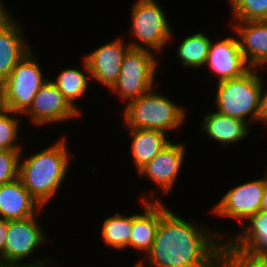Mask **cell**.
Returning <instances> with one entry per match:
<instances>
[{
    "label": "cell",
    "mask_w": 267,
    "mask_h": 267,
    "mask_svg": "<svg viewBox=\"0 0 267 267\" xmlns=\"http://www.w3.org/2000/svg\"><path fill=\"white\" fill-rule=\"evenodd\" d=\"M205 227L169 209L160 219L150 251L138 262L144 267H216L220 247L229 234H216Z\"/></svg>",
    "instance_id": "6da1fadb"
},
{
    "label": "cell",
    "mask_w": 267,
    "mask_h": 267,
    "mask_svg": "<svg viewBox=\"0 0 267 267\" xmlns=\"http://www.w3.org/2000/svg\"><path fill=\"white\" fill-rule=\"evenodd\" d=\"M63 135L52 145L23 159L21 151L19 179L30 194L45 208L58 193L69 171L71 154Z\"/></svg>",
    "instance_id": "7a4b0ae2"
},
{
    "label": "cell",
    "mask_w": 267,
    "mask_h": 267,
    "mask_svg": "<svg viewBox=\"0 0 267 267\" xmlns=\"http://www.w3.org/2000/svg\"><path fill=\"white\" fill-rule=\"evenodd\" d=\"M156 90L154 87L123 106L121 117L127 129L159 130L169 134L186 123L188 110Z\"/></svg>",
    "instance_id": "3957f363"
},
{
    "label": "cell",
    "mask_w": 267,
    "mask_h": 267,
    "mask_svg": "<svg viewBox=\"0 0 267 267\" xmlns=\"http://www.w3.org/2000/svg\"><path fill=\"white\" fill-rule=\"evenodd\" d=\"M259 73L258 69H251L242 77L217 82L214 95L216 112L245 121L249 126L256 123L262 88Z\"/></svg>",
    "instance_id": "277c9868"
},
{
    "label": "cell",
    "mask_w": 267,
    "mask_h": 267,
    "mask_svg": "<svg viewBox=\"0 0 267 267\" xmlns=\"http://www.w3.org/2000/svg\"><path fill=\"white\" fill-rule=\"evenodd\" d=\"M130 15L129 34L135 39L128 41L131 48L147 49L157 54L173 40L174 29L157 0H136Z\"/></svg>",
    "instance_id": "5b68a950"
},
{
    "label": "cell",
    "mask_w": 267,
    "mask_h": 267,
    "mask_svg": "<svg viewBox=\"0 0 267 267\" xmlns=\"http://www.w3.org/2000/svg\"><path fill=\"white\" fill-rule=\"evenodd\" d=\"M159 60L147 49L130 48L125 54L117 81L109 89L111 94L128 102L148 93L155 86Z\"/></svg>",
    "instance_id": "8992f818"
},
{
    "label": "cell",
    "mask_w": 267,
    "mask_h": 267,
    "mask_svg": "<svg viewBox=\"0 0 267 267\" xmlns=\"http://www.w3.org/2000/svg\"><path fill=\"white\" fill-rule=\"evenodd\" d=\"M34 51L28 52L4 81L5 106L21 115L30 108L39 89L49 80Z\"/></svg>",
    "instance_id": "52a82bcc"
},
{
    "label": "cell",
    "mask_w": 267,
    "mask_h": 267,
    "mask_svg": "<svg viewBox=\"0 0 267 267\" xmlns=\"http://www.w3.org/2000/svg\"><path fill=\"white\" fill-rule=\"evenodd\" d=\"M266 177L252 179L230 188L216 203L211 212L226 219L238 220L240 226L261 210Z\"/></svg>",
    "instance_id": "ba28073f"
},
{
    "label": "cell",
    "mask_w": 267,
    "mask_h": 267,
    "mask_svg": "<svg viewBox=\"0 0 267 267\" xmlns=\"http://www.w3.org/2000/svg\"><path fill=\"white\" fill-rule=\"evenodd\" d=\"M38 215L20 220L8 221L3 261L27 265V260L38 248L46 243L48 237L42 225L36 220ZM36 250V252H35ZM26 259V262H24Z\"/></svg>",
    "instance_id": "9c48e42d"
},
{
    "label": "cell",
    "mask_w": 267,
    "mask_h": 267,
    "mask_svg": "<svg viewBox=\"0 0 267 267\" xmlns=\"http://www.w3.org/2000/svg\"><path fill=\"white\" fill-rule=\"evenodd\" d=\"M22 116L30 117L29 121L38 127L82 117L70 106L50 79L39 89L32 105Z\"/></svg>",
    "instance_id": "30bf717a"
},
{
    "label": "cell",
    "mask_w": 267,
    "mask_h": 267,
    "mask_svg": "<svg viewBox=\"0 0 267 267\" xmlns=\"http://www.w3.org/2000/svg\"><path fill=\"white\" fill-rule=\"evenodd\" d=\"M142 196L140 202L142 201L143 213L133 214L130 248L132 247L135 253H140L142 257H145L154 243L161 217L170 208L163 204L164 201L157 198L154 190H151L150 194L144 191Z\"/></svg>",
    "instance_id": "8fae6325"
},
{
    "label": "cell",
    "mask_w": 267,
    "mask_h": 267,
    "mask_svg": "<svg viewBox=\"0 0 267 267\" xmlns=\"http://www.w3.org/2000/svg\"><path fill=\"white\" fill-rule=\"evenodd\" d=\"M186 146L182 142L173 141L162 150L154 159L141 168L137 175L145 179L148 178L157 189L162 191V195L171 193L182 172L181 168L185 163Z\"/></svg>",
    "instance_id": "7c38bea8"
},
{
    "label": "cell",
    "mask_w": 267,
    "mask_h": 267,
    "mask_svg": "<svg viewBox=\"0 0 267 267\" xmlns=\"http://www.w3.org/2000/svg\"><path fill=\"white\" fill-rule=\"evenodd\" d=\"M208 66L218 81L242 77L252 68L246 62L237 36H227L215 42L211 40L204 67Z\"/></svg>",
    "instance_id": "4fadbf2b"
},
{
    "label": "cell",
    "mask_w": 267,
    "mask_h": 267,
    "mask_svg": "<svg viewBox=\"0 0 267 267\" xmlns=\"http://www.w3.org/2000/svg\"><path fill=\"white\" fill-rule=\"evenodd\" d=\"M122 37L109 41L96 47L83 57L88 65L92 80L100 83L108 90L117 81L122 61L131 48L130 44Z\"/></svg>",
    "instance_id": "5bb4252c"
},
{
    "label": "cell",
    "mask_w": 267,
    "mask_h": 267,
    "mask_svg": "<svg viewBox=\"0 0 267 267\" xmlns=\"http://www.w3.org/2000/svg\"><path fill=\"white\" fill-rule=\"evenodd\" d=\"M230 28L238 38L240 50L252 69L267 64V21H235ZM234 26H233V24Z\"/></svg>",
    "instance_id": "9a60e30c"
},
{
    "label": "cell",
    "mask_w": 267,
    "mask_h": 267,
    "mask_svg": "<svg viewBox=\"0 0 267 267\" xmlns=\"http://www.w3.org/2000/svg\"><path fill=\"white\" fill-rule=\"evenodd\" d=\"M239 227L225 242L246 256L267 259V213L260 210Z\"/></svg>",
    "instance_id": "2e32d148"
},
{
    "label": "cell",
    "mask_w": 267,
    "mask_h": 267,
    "mask_svg": "<svg viewBox=\"0 0 267 267\" xmlns=\"http://www.w3.org/2000/svg\"><path fill=\"white\" fill-rule=\"evenodd\" d=\"M44 209L19 178L0 186V218L7 221L25 219L39 215Z\"/></svg>",
    "instance_id": "e0dca14e"
},
{
    "label": "cell",
    "mask_w": 267,
    "mask_h": 267,
    "mask_svg": "<svg viewBox=\"0 0 267 267\" xmlns=\"http://www.w3.org/2000/svg\"><path fill=\"white\" fill-rule=\"evenodd\" d=\"M14 17L0 30V81H5L13 68L33 47L27 42L22 24Z\"/></svg>",
    "instance_id": "ac0fdd59"
},
{
    "label": "cell",
    "mask_w": 267,
    "mask_h": 267,
    "mask_svg": "<svg viewBox=\"0 0 267 267\" xmlns=\"http://www.w3.org/2000/svg\"><path fill=\"white\" fill-rule=\"evenodd\" d=\"M201 132L221 147L241 142L250 134L249 125L240 119L228 117L216 111L206 113L202 117Z\"/></svg>",
    "instance_id": "d6986e66"
},
{
    "label": "cell",
    "mask_w": 267,
    "mask_h": 267,
    "mask_svg": "<svg viewBox=\"0 0 267 267\" xmlns=\"http://www.w3.org/2000/svg\"><path fill=\"white\" fill-rule=\"evenodd\" d=\"M133 165L138 172L154 159L172 141L167 133L159 130L128 129Z\"/></svg>",
    "instance_id": "ffe728a7"
},
{
    "label": "cell",
    "mask_w": 267,
    "mask_h": 267,
    "mask_svg": "<svg viewBox=\"0 0 267 267\" xmlns=\"http://www.w3.org/2000/svg\"><path fill=\"white\" fill-rule=\"evenodd\" d=\"M82 68H64L56 78L50 81L58 88L60 93L63 95L65 100L70 104V106L76 110L81 116L83 113L82 109L76 104V100L85 96L87 90H89V79H91V74L85 59H82ZM81 109V110H80Z\"/></svg>",
    "instance_id": "44dd1931"
},
{
    "label": "cell",
    "mask_w": 267,
    "mask_h": 267,
    "mask_svg": "<svg viewBox=\"0 0 267 267\" xmlns=\"http://www.w3.org/2000/svg\"><path fill=\"white\" fill-rule=\"evenodd\" d=\"M212 37L197 31L182 39L176 47L179 63L185 68H202L205 65Z\"/></svg>",
    "instance_id": "7402d4cb"
},
{
    "label": "cell",
    "mask_w": 267,
    "mask_h": 267,
    "mask_svg": "<svg viewBox=\"0 0 267 267\" xmlns=\"http://www.w3.org/2000/svg\"><path fill=\"white\" fill-rule=\"evenodd\" d=\"M133 222L132 215H121L116 212L102 221L101 238L109 248L122 250L130 248V232Z\"/></svg>",
    "instance_id": "603a6c76"
},
{
    "label": "cell",
    "mask_w": 267,
    "mask_h": 267,
    "mask_svg": "<svg viewBox=\"0 0 267 267\" xmlns=\"http://www.w3.org/2000/svg\"><path fill=\"white\" fill-rule=\"evenodd\" d=\"M18 115V116H17ZM21 114L6 110L0 115V150L22 151L20 138Z\"/></svg>",
    "instance_id": "cb8c5ba5"
},
{
    "label": "cell",
    "mask_w": 267,
    "mask_h": 267,
    "mask_svg": "<svg viewBox=\"0 0 267 267\" xmlns=\"http://www.w3.org/2000/svg\"><path fill=\"white\" fill-rule=\"evenodd\" d=\"M233 21H267V0H228Z\"/></svg>",
    "instance_id": "d4e9b609"
},
{
    "label": "cell",
    "mask_w": 267,
    "mask_h": 267,
    "mask_svg": "<svg viewBox=\"0 0 267 267\" xmlns=\"http://www.w3.org/2000/svg\"><path fill=\"white\" fill-rule=\"evenodd\" d=\"M216 267H267V259L246 256L224 241L218 253Z\"/></svg>",
    "instance_id": "484cf974"
},
{
    "label": "cell",
    "mask_w": 267,
    "mask_h": 267,
    "mask_svg": "<svg viewBox=\"0 0 267 267\" xmlns=\"http://www.w3.org/2000/svg\"><path fill=\"white\" fill-rule=\"evenodd\" d=\"M21 151L0 150V186L19 178Z\"/></svg>",
    "instance_id": "4316f807"
},
{
    "label": "cell",
    "mask_w": 267,
    "mask_h": 267,
    "mask_svg": "<svg viewBox=\"0 0 267 267\" xmlns=\"http://www.w3.org/2000/svg\"><path fill=\"white\" fill-rule=\"evenodd\" d=\"M262 79V88H261V95H260V109L258 114L257 123H263L267 126V88L264 85L265 81L263 79V76H261Z\"/></svg>",
    "instance_id": "83f0119b"
},
{
    "label": "cell",
    "mask_w": 267,
    "mask_h": 267,
    "mask_svg": "<svg viewBox=\"0 0 267 267\" xmlns=\"http://www.w3.org/2000/svg\"><path fill=\"white\" fill-rule=\"evenodd\" d=\"M12 12L5 6V2L0 0V30L7 25L14 17Z\"/></svg>",
    "instance_id": "f1b7e54d"
},
{
    "label": "cell",
    "mask_w": 267,
    "mask_h": 267,
    "mask_svg": "<svg viewBox=\"0 0 267 267\" xmlns=\"http://www.w3.org/2000/svg\"><path fill=\"white\" fill-rule=\"evenodd\" d=\"M8 221L0 218V260H3L5 239L7 236Z\"/></svg>",
    "instance_id": "f546056e"
},
{
    "label": "cell",
    "mask_w": 267,
    "mask_h": 267,
    "mask_svg": "<svg viewBox=\"0 0 267 267\" xmlns=\"http://www.w3.org/2000/svg\"><path fill=\"white\" fill-rule=\"evenodd\" d=\"M50 259L48 257H41V259L33 260L28 263V267H52Z\"/></svg>",
    "instance_id": "4dcf8cb0"
},
{
    "label": "cell",
    "mask_w": 267,
    "mask_h": 267,
    "mask_svg": "<svg viewBox=\"0 0 267 267\" xmlns=\"http://www.w3.org/2000/svg\"><path fill=\"white\" fill-rule=\"evenodd\" d=\"M5 106V92H4V82L0 81V112L6 111Z\"/></svg>",
    "instance_id": "1f68e13d"
},
{
    "label": "cell",
    "mask_w": 267,
    "mask_h": 267,
    "mask_svg": "<svg viewBox=\"0 0 267 267\" xmlns=\"http://www.w3.org/2000/svg\"><path fill=\"white\" fill-rule=\"evenodd\" d=\"M0 267H28L27 265L0 260Z\"/></svg>",
    "instance_id": "d6a6232c"
},
{
    "label": "cell",
    "mask_w": 267,
    "mask_h": 267,
    "mask_svg": "<svg viewBox=\"0 0 267 267\" xmlns=\"http://www.w3.org/2000/svg\"><path fill=\"white\" fill-rule=\"evenodd\" d=\"M261 210L267 213V178H266Z\"/></svg>",
    "instance_id": "836d02e7"
},
{
    "label": "cell",
    "mask_w": 267,
    "mask_h": 267,
    "mask_svg": "<svg viewBox=\"0 0 267 267\" xmlns=\"http://www.w3.org/2000/svg\"><path fill=\"white\" fill-rule=\"evenodd\" d=\"M132 267H144L140 262H137Z\"/></svg>",
    "instance_id": "e575fe53"
},
{
    "label": "cell",
    "mask_w": 267,
    "mask_h": 267,
    "mask_svg": "<svg viewBox=\"0 0 267 267\" xmlns=\"http://www.w3.org/2000/svg\"><path fill=\"white\" fill-rule=\"evenodd\" d=\"M264 176L267 178V170H265V175Z\"/></svg>",
    "instance_id": "d590c367"
}]
</instances>
